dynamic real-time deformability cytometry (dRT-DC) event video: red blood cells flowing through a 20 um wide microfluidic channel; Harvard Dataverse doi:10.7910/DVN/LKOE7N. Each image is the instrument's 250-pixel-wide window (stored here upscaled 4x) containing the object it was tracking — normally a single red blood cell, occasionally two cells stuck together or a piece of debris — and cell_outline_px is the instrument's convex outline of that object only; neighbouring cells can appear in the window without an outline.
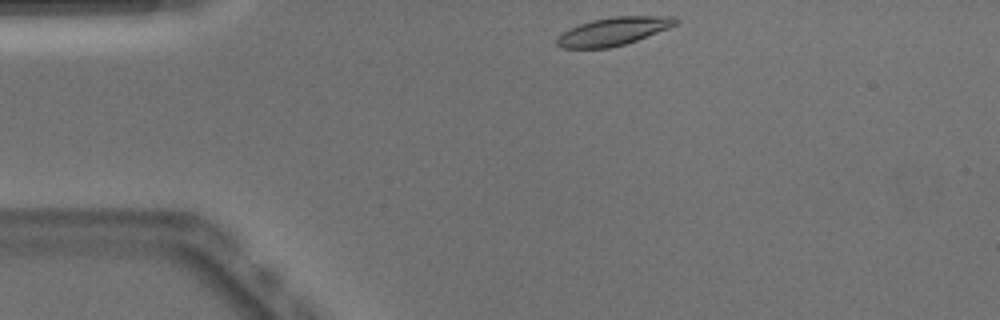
{"species": "Egyptian fruit bat (a non-hibernating species)", "species_latin": "Rousettus aegyptiacus", "temperature_condition": "warm", "stored_images_in_passage": 42, "camera_frame_rate_fps": 3000, "um_per_image_px": 0.085, "animal": {"sex": "male"}, "frame": {"image": 1, "passage_image": 1, "time_ms": 0.0, "image_size_px": [1000, 320], "cell_outline_px": [[680, 20], [676, 24], [668, 28], [636, 40], [624, 44], [608, 48], [560, 48], [556, 44], [556, 40], [568, 28], [592, 20], [612, 16], [676, 16]], "centroid_in_image_um": [52.14, 2.65], "position_along_channel_um": 32.9, "area_um2": 19.31}}
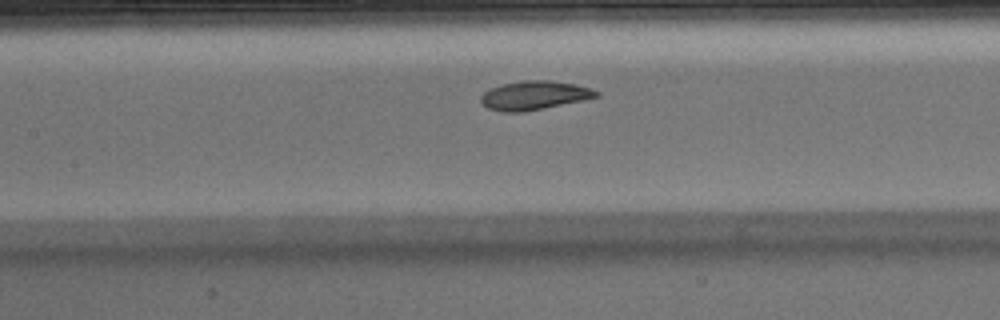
{"frame": {"image": 2, "passage_image": 14, "time_ms": 4.333, "image_size_px": [1000, 320], "cell_outline_px": [[600, 96], [584, 100], [520, 112], [500, 112], [488, 108], [480, 100], [480, 96], [484, 92], [492, 88], [504, 84], [524, 80], [548, 80], [576, 84], [592, 88], [600, 92]], "centroid_in_image_um": [45.44, 8.1], "position_along_channel_um": 162.0, "area_um2": 19.25}}
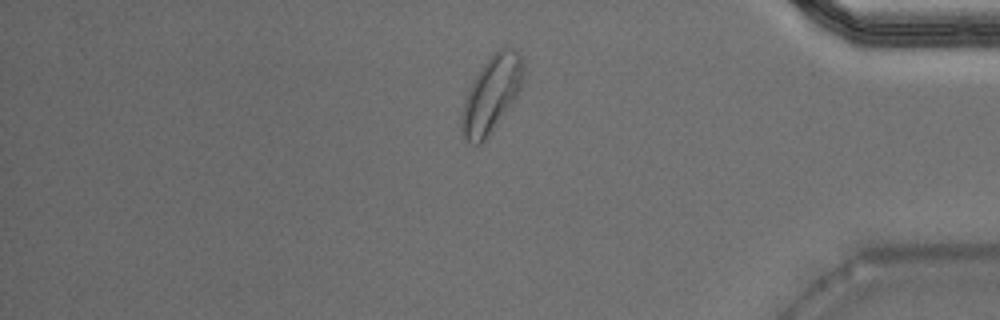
{"frame": {"image": 3, "passage_image": 34, "time_ms": 11.0, "image_size_px": [1000, 320], "cell_outline_px": [[524, 72], [520, 88], [516, 96], [488, 136], [480, 144], [472, 144], [460, 132], [460, 116], [468, 92], [476, 76], [484, 64], [500, 48], [512, 48], [520, 56], [524, 64]], "centroid_in_image_um": [41.76, 8.04], "position_along_channel_um": 393.4, "area_um2": 26.53}, "authors_computed_cell_mechanics": {"area_um2": 19.7676, "velocity_mm_per_s": 3.9059, "shape_relaxation_time_tau1_ms": 4.1588, "shape_relaxation_time_tau2_ms": 2.1795, "deformation_change_tau1": 0.1345, "deformation_change_tau2": 0.0745}}